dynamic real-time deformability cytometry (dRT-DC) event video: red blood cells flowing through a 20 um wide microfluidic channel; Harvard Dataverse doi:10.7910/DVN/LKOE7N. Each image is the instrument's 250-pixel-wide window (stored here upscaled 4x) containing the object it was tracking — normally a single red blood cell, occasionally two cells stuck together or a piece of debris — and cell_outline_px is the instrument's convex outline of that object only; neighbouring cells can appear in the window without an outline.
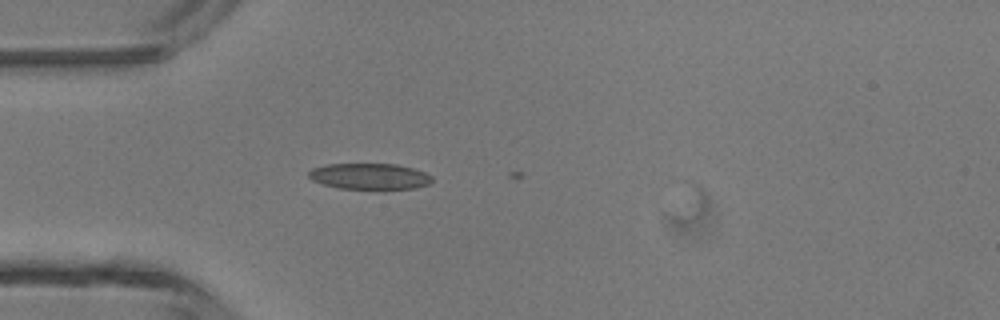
{"species": "common noctule bat (a hibernating species)", "species_latin": "Nyctalus noctula", "temperature_condition": "room temperature", "stored_images_in_passage": 4, "camera_frame_rate_fps": 3000, "um_per_image_px": 0.085, "animal": {"sex": "male", "body_mass_g": 13.3}, "frame": {"image": 1, "passage_image": 3, "time_ms": 0.667, "image_size_px": [1000, 320], "cell_outline_px": [[432, 180], [428, 184], [416, 188], [340, 188], [324, 184], [312, 180], [308, 176], [308, 172], [312, 168], [324, 164], [396, 164], [412, 168], [424, 172], [432, 176]], "centroid_in_image_um": [31.39, 14.97], "position_along_channel_um": 53.6, "area_um2": 18.44}}